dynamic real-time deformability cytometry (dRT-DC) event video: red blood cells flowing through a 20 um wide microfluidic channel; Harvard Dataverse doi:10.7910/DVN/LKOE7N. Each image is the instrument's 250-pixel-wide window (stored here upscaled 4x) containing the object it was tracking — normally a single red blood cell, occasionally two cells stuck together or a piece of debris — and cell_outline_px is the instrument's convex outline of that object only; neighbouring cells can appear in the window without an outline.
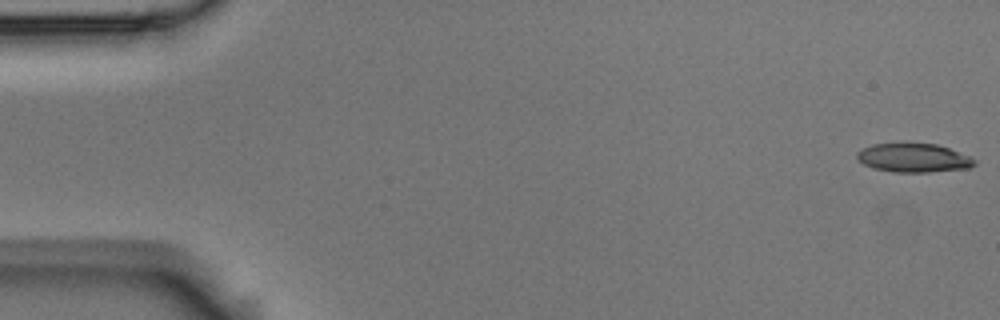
{"species": "Egyptian fruit bat (a non-hibernating species)", "species_latin": "Rousettus aegyptiacus", "temperature_condition": "room temperature", "stored_images_in_passage": 54, "camera_frame_rate_fps": 3000, "um_per_image_px": 0.085, "animal": {"sex": "male"}, "frame": {"image": 1, "passage_image": 1, "time_ms": 0.0, "image_size_px": [1000, 320], "cell_outline_px": [[976, 164], [968, 168], [928, 172], [892, 172], [872, 168], [856, 160], [856, 152], [872, 144], [900, 140], [908, 140], [936, 144], [948, 148], [968, 156], [976, 160]], "centroid_in_image_um": [77.57, 13.37], "position_along_channel_um": 7.4, "area_um2": 20.58}}
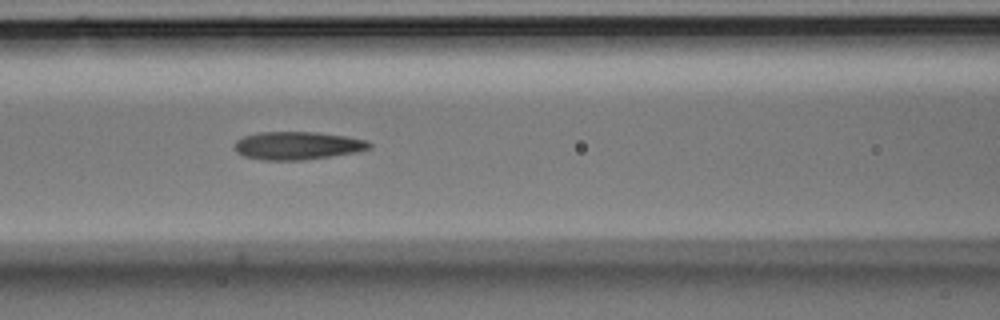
{"frame": {"image": 2, "passage_image": 23, "time_ms": 7.333, "image_size_px": [1000, 320], "cell_outline_px": [[372, 148], [356, 152], [332, 156], [300, 160], [264, 160], [244, 156], [236, 152], [236, 140], [244, 136], [260, 132], [316, 132], [344, 136], [368, 140], [372, 144]], "centroid_in_image_um": [25.32, 12.37], "position_along_channel_um": 141.3, "area_um2": 21.91}}
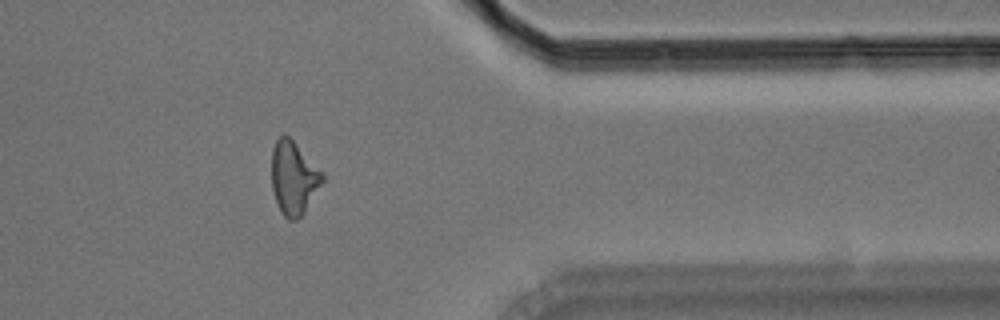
{"frame": {"image": 3, "passage_image": 44, "time_ms": 14.333, "image_size_px": [1000, 320], "cell_outline_px": [[324, 180], [304, 212], [296, 220], [288, 220], [284, 216], [276, 200], [272, 188], [272, 148], [276, 140], [284, 132], [324, 172]], "centroid_in_image_um": [24.97, 15.1], "position_along_channel_um": 386.4, "area_um2": 21.5}, "authors_computed_cell_mechanics": {"area_um2": 21.2126, "velocity_mm_per_s": 3.7129, "shape_relaxation_time_tau1_ms": null, "shape_relaxation_time_tau2_ms": 2.0835, "deformation_change_tau1": null, "deformation_change_tau2": 0.1203}}